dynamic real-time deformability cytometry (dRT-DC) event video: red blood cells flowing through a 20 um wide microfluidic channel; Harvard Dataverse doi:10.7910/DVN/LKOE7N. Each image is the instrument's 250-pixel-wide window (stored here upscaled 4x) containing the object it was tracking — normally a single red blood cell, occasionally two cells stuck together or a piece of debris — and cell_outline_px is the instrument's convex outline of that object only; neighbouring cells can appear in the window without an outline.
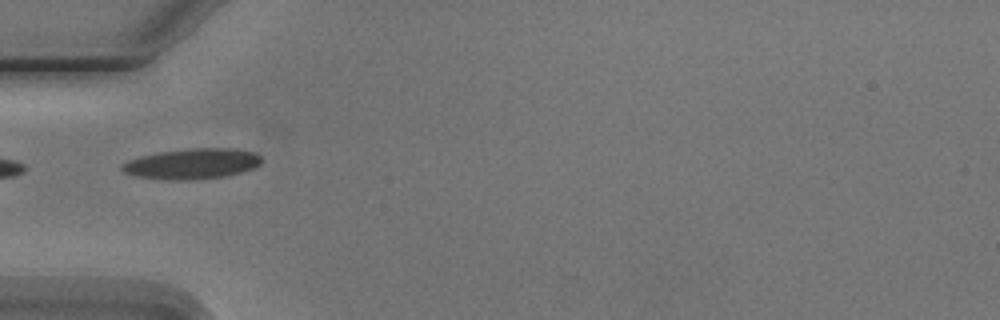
{"species": "Egyptian fruit bat (a non-hibernating species)", "species_latin": "Rousettus aegyptiacus", "temperature_condition": "cold", "stored_images_in_passage": 9, "camera_frame_rate_fps": 3000, "um_per_image_px": 0.085, "animal": {"sex": "male"}, "frame": {"image": 1, "passage_image": 6, "time_ms": 5.667, "image_size_px": [1000, 320], "cell_outline_px": [[260, 164], [252, 168], [240, 172], [224, 176], [188, 180], [172, 180], [136, 176], [124, 172], [120, 168], [120, 164], [128, 160], [140, 156], [160, 152], [188, 148], [236, 148], [256, 152], [260, 156]], "centroid_in_image_um": [16.31, 13.9], "position_along_channel_um": 68.7, "area_um2": 24.74}}
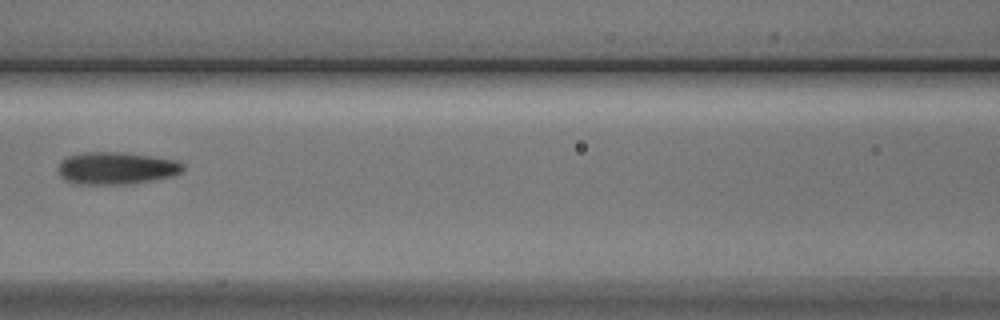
{"frame": {"image": 2, "passage_image": 8, "time_ms": 8.0, "image_size_px": [1000, 320], "cell_outline_px": [[184, 168], [180, 172], [172, 176], [152, 180], [128, 184], [76, 184], [64, 180], [60, 176], [60, 164], [68, 156], [84, 152], [116, 152], [148, 156], [176, 160], [184, 164]], "centroid_in_image_um": [9.89, 14.3], "position_along_channel_um": 156.7, "area_um2": 23.18}}
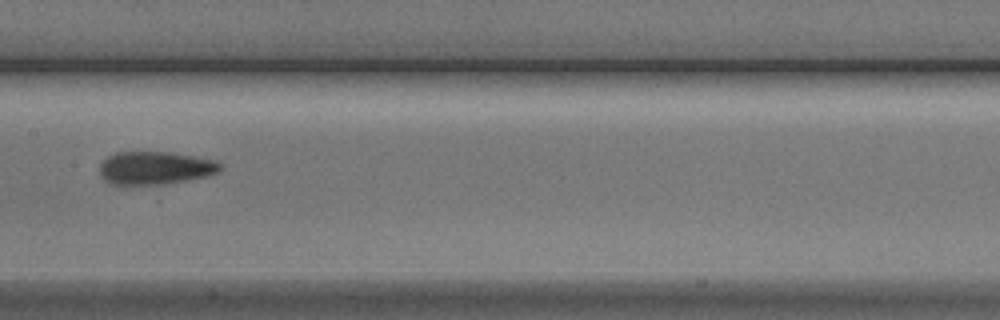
{"frame": {"image": 3, "passage_image": 9, "time_ms": 9.0, "image_size_px": [1000, 320], "cell_outline_px": [[224, 168], [208, 176], [188, 180], [164, 184], [112, 184], [104, 180], [100, 172], [100, 164], [108, 156], [116, 152], [168, 152], [216, 160]], "centroid_in_image_um": [13.2, 14.27], "position_along_channel_um": 194.2, "area_um2": 23.06}}